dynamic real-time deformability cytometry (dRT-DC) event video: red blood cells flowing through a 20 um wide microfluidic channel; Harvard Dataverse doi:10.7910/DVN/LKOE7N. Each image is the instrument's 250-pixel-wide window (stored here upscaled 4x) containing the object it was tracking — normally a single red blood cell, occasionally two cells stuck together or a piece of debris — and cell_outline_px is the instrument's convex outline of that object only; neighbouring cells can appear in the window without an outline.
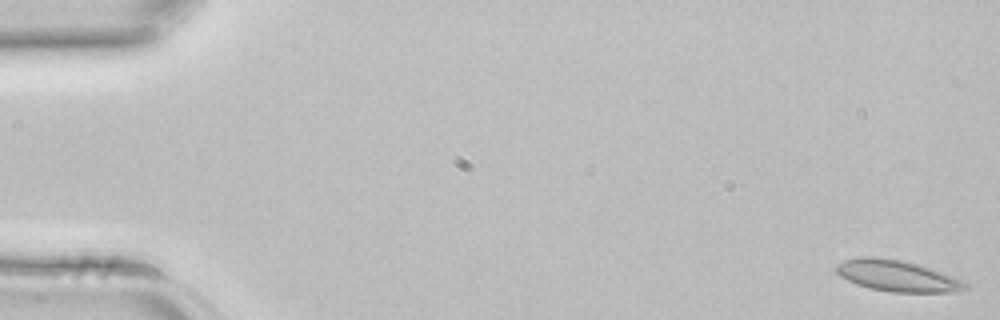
{"species": "common noctule bat (a hibernating species)", "species_latin": "Nyctalus noctula", "temperature_condition": "room temperature", "stored_images_in_passage": 4, "camera_frame_rate_fps": 3000, "um_per_image_px": 0.085, "animal": {"sex": "female", "body_mass_g": 22.7, "forearm_length_mm": 54.2}, "frame": {"image": 1, "passage_image": 1, "time_ms": 0.0, "image_size_px": [1000, 320], "cell_outline_px": [[968, 288], [956, 292], [892, 292], [872, 288], [856, 284], [840, 276], [836, 272], [836, 264], [844, 260], [860, 256], [876, 256], [900, 260], [932, 268], [964, 280], [968, 284]], "centroid_in_image_um": [76.28, 23.44], "position_along_channel_um": 8.7, "area_um2": 23.58}}
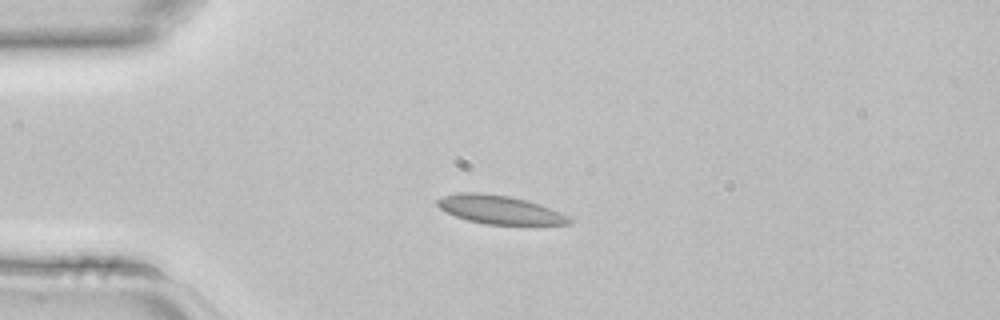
{"frame": {"image": 2, "passage_image": 4, "time_ms": 1.0, "image_size_px": [1000, 320], "cell_outline_px": [[572, 220], [568, 224], [484, 224], [468, 220], [456, 216], [440, 208], [436, 204], [436, 200], [444, 196], [456, 192], [480, 192], [508, 196], [540, 204], [560, 212], [568, 216]], "centroid_in_image_um": [42.43, 17.81], "position_along_channel_um": 42.6, "area_um2": 21.62}}